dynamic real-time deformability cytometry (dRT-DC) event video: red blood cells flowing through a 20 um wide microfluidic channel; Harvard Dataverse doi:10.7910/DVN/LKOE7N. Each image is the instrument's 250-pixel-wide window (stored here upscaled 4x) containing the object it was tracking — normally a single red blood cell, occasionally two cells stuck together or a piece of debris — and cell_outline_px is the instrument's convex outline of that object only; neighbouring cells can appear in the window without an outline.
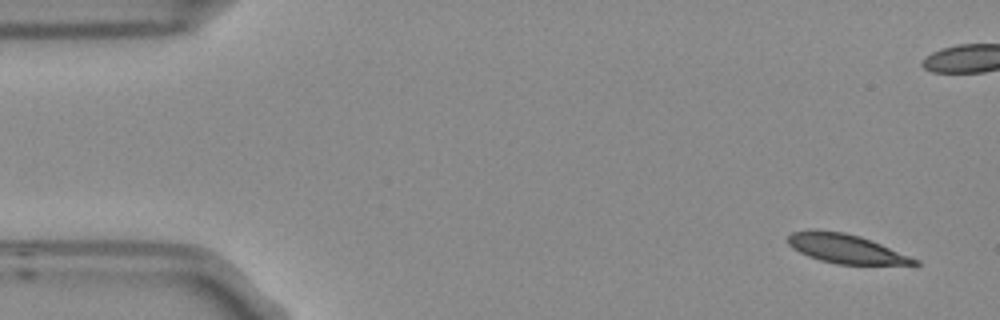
{"species": "Egyptian fruit bat (a non-hibernating species)", "species_latin": "Rousettus aegyptiacus", "temperature_condition": "room temperature", "stored_images_in_passage": 5, "camera_frame_rate_fps": 3000, "um_per_image_px": 0.085, "frame": {"image": 1, "passage_image": 1, "time_ms": 0.0, "image_size_px": [1000, 320], "cell_outline_px": [[920, 264], [836, 264], [820, 260], [808, 256], [792, 248], [788, 244], [788, 236], [792, 232], [844, 232], [860, 236], [920, 260]], "centroid_in_image_um": [71.93, 21.17], "position_along_channel_um": 13.1, "area_um2": 20.63}}